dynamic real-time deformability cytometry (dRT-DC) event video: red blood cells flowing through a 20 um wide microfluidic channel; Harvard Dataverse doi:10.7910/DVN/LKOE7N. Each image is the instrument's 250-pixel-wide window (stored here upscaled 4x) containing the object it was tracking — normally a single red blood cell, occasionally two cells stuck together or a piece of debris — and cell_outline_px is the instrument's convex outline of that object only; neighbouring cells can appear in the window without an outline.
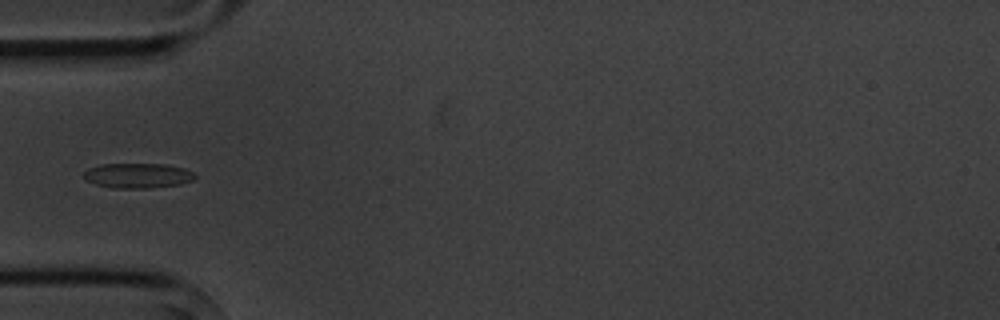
{"species": "common noctule bat (a hibernating species)", "species_latin": "Nyctalus noctula", "temperature_condition": "cold", "stored_images_in_passage": 5, "camera_frame_rate_fps": 3000, "um_per_image_px": 0.085, "animal": {"sex": "male", "body_mass_g": 20.1, "forearm_length_mm": 53.5}, "frame": {"image": 1, "passage_image": 5, "time_ms": 4.667, "image_size_px": [1000, 320], "cell_outline_px": [[196, 176], [192, 180], [180, 184], [152, 188], [112, 188], [96, 184], [84, 180], [84, 172], [88, 168], [100, 164], [164, 164], [184, 168], [192, 172]], "centroid_in_image_um": [11.68, 14.93], "position_along_channel_um": 73.3, "area_um2": 16.18}}